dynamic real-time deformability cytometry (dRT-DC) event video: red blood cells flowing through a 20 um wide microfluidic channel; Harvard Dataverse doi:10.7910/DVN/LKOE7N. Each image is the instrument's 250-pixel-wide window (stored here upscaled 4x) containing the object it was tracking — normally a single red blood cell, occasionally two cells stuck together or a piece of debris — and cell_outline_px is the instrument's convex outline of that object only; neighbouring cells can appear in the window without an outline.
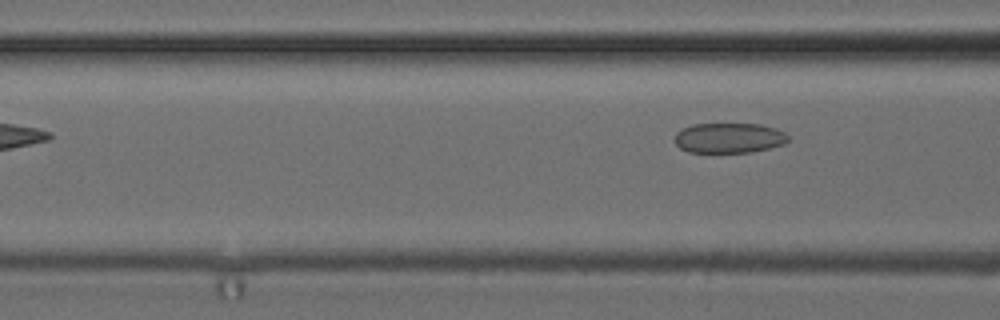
{"species": "common noctule bat (a hibernating species)", "species_latin": "Nyctalus noctula", "temperature_condition": "cold", "stored_images_in_passage": 4, "camera_frame_rate_fps": 3000, "um_per_image_px": 0.085, "animal": {"sex": "female", "body_mass_g": 24.6, "forearm_length_mm": 56.2}, "frame": {"image": 1, "passage_image": 4, "time_ms": 3.667, "image_size_px": [1000, 320], "cell_outline_px": [[788, 140], [784, 144], [752, 152], [688, 152], [680, 148], [676, 144], [676, 132], [680, 128], [692, 124], [760, 124], [776, 128], [784, 132], [788, 136]], "centroid_in_image_um": [61.95, 11.72], "position_along_channel_um": 104.6, "area_um2": 19.94}}